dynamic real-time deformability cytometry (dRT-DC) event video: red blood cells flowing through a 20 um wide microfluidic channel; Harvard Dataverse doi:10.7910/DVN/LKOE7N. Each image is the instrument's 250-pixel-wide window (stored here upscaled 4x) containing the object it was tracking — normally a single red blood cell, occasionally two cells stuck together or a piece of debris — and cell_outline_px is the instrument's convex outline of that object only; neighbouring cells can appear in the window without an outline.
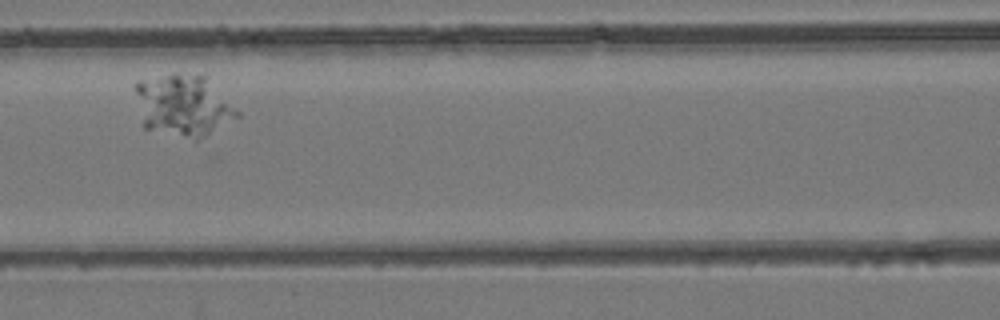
{"species": "common noctule bat (a hibernating species)", "species_latin": "Nyctalus noctula", "temperature_condition": "room temperature", "stored_images_in_passage": 34, "camera_frame_rate_fps": 3000, "um_per_image_px": 0.085, "animal": {"sex": "female", "body_mass_g": 24.6, "forearm_length_mm": 56.2}, "frame": {"image": 1, "passage_image": 10, "time_ms": 3.0, "image_size_px": [1000, 320], "cell_outline_px": [[240, 116], [204, 136], [196, 140], [144, 128], [132, 84], [136, 80], [168, 76], [204, 76], [240, 112]], "centroid_in_image_um": [15.53, 8.99], "position_along_channel_um": 151.1, "area_um2": 35.66}}
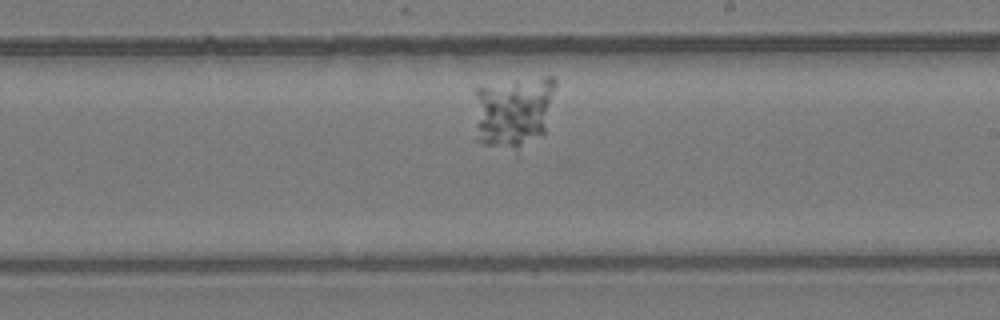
{"frame": {"image": 2, "passage_image": 18, "time_ms": 5.667, "image_size_px": [1000, 320], "cell_outline_px": [[556, 84], [544, 132], [516, 156], [484, 144], [476, 140], [476, 88], [544, 76], [552, 76], [556, 80]], "centroid_in_image_um": [43.65, 9.6], "position_along_channel_um": 245.3, "area_um2": 34.45}}
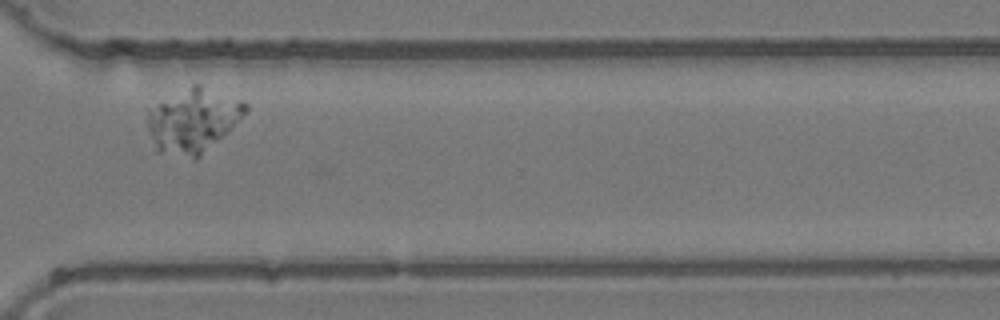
{"frame": {"image": 3, "passage_image": 27, "time_ms": 8.667, "image_size_px": [1000, 320], "cell_outline_px": [[248, 112], [196, 160], [192, 160], [156, 152], [148, 128], [148, 108], [192, 84], [200, 84], [240, 100], [248, 104]], "centroid_in_image_um": [16.39, 10.26], "position_along_channel_um": 354.2, "area_um2": 36.53}}